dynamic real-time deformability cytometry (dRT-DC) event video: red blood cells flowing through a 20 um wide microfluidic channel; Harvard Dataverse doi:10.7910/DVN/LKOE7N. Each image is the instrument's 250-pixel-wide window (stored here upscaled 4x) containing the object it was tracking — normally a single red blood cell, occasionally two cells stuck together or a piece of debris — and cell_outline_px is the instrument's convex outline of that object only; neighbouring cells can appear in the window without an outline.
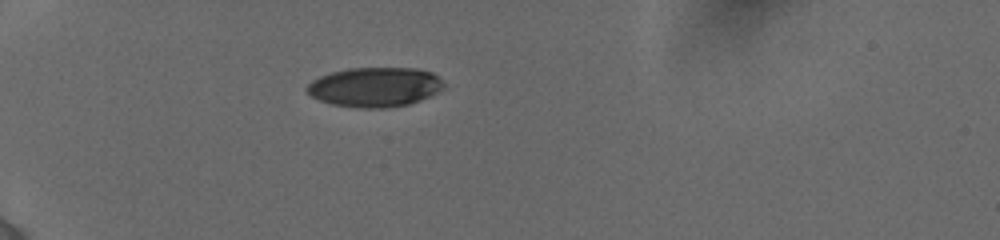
{"species": "human", "species_latin": "Homo sapiens", "temperature_condition": "cold", "stored_images_in_passage": 3, "camera_frame_rate_fps": 3000, "um_per_image_px": 0.085, "donor": {"sex": "female"}, "frame": {"image": 1, "passage_image": 1, "time_ms": 0.0, "image_size_px": [1000, 240], "cell_outline_px": [[444, 88], [420, 100], [408, 104], [384, 108], [364, 108], [332, 104], [320, 100], [312, 96], [304, 88], [312, 80], [320, 76], [332, 72], [348, 68], [416, 68], [432, 72], [444, 84]], "centroid_in_image_um": [31.84, 7.39], "position_along_channel_um": 53.2, "area_um2": 31.33}}
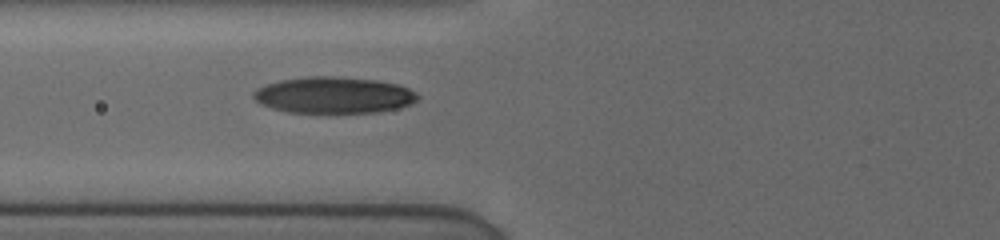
{"frame": {"image": 2, "passage_image": 3, "time_ms": 2.0, "image_size_px": [1000, 240], "cell_outline_px": [[420, 96], [412, 104], [396, 108], [376, 112], [288, 112], [272, 108], [260, 104], [252, 96], [252, 92], [256, 88], [280, 80], [308, 76], [332, 76], [376, 80], [400, 84], [416, 92]], "centroid_in_image_um": [28.37, 8.07], "position_along_channel_um": 97.4, "area_um2": 34.8}}